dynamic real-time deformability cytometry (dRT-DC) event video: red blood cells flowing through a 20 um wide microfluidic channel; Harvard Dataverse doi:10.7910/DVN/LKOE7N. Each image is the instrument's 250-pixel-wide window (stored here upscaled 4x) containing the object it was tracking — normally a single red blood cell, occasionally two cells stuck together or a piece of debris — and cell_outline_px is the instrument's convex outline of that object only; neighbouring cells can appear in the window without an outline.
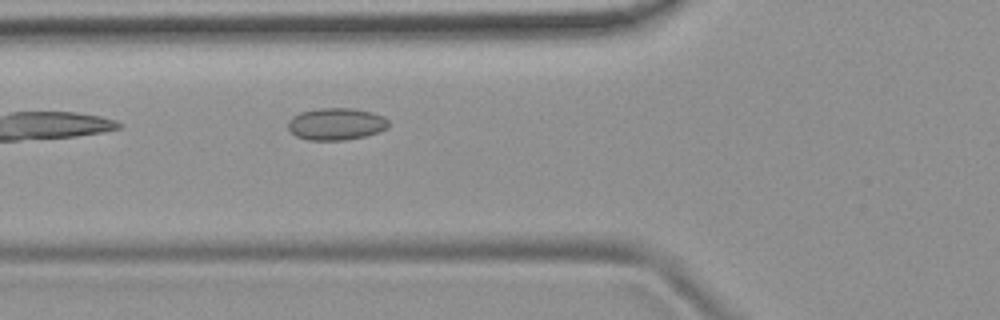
{"species": "common noctule bat (a hibernating species)", "species_latin": "Nyctalus noctula", "temperature_condition": "room temperature", "stored_images_in_passage": 3, "camera_frame_rate_fps": 3000, "um_per_image_px": 0.085, "animal": {"sex": "female", "body_mass_g": 19.9}, "frame": {"image": 1, "passage_image": 3, "time_ms": 0.667, "image_size_px": [1000, 320], "cell_outline_px": [[388, 128], [364, 136], [344, 140], [308, 140], [296, 136], [288, 128], [288, 120], [292, 116], [300, 112], [320, 108], [356, 108], [372, 112], [384, 116], [388, 120]], "centroid_in_image_um": [28.56, 10.53], "position_along_channel_um": 97.2, "area_um2": 18.84}}